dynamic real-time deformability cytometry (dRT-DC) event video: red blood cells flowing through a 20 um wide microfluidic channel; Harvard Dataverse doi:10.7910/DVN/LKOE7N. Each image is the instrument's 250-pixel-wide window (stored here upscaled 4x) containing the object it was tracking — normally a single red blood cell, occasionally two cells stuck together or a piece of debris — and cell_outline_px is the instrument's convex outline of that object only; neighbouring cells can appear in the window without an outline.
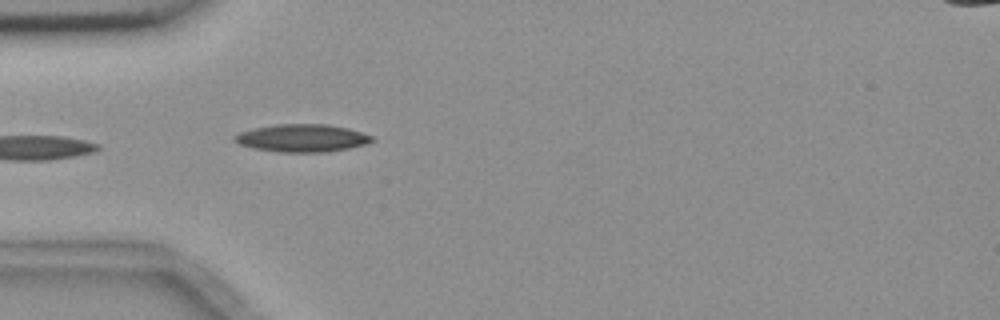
{"species": "common noctule bat (a hibernating species)", "species_latin": "Nyctalus noctula", "temperature_condition": "room temperature", "stored_images_in_passage": 5, "camera_frame_rate_fps": 3000, "um_per_image_px": 0.085, "animal": {"sex": "female", "body_mass_g": 18.4}, "frame": {"image": 1, "passage_image": 5, "time_ms": 4.333, "image_size_px": [1000, 320], "cell_outline_px": [[376, 140], [368, 144], [348, 148], [324, 152], [280, 152], [252, 148], [240, 144], [232, 140], [232, 136], [240, 132], [252, 128], [276, 124], [328, 124], [348, 128], [372, 136]], "centroid_in_image_um": [25.66, 11.73], "position_along_channel_um": 59.3, "area_um2": 22.31}}